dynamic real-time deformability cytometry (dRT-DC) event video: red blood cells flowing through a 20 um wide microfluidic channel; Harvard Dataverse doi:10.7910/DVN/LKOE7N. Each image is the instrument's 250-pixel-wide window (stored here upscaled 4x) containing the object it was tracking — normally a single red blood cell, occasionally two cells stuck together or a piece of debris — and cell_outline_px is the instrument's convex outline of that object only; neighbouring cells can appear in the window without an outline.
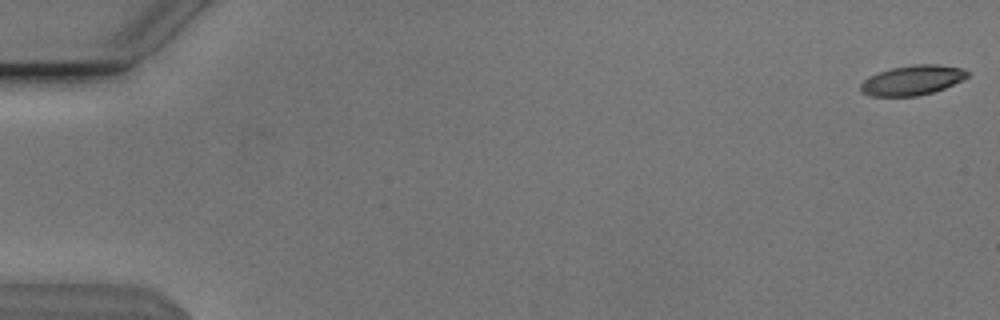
{"species": "Egyptian fruit bat (a non-hibernating species)", "species_latin": "Rousettus aegyptiacus", "temperature_condition": "cold", "stored_images_in_passage": 49, "camera_frame_rate_fps": 3000, "um_per_image_px": 0.085, "animal": {"sex": "male"}, "frame": {"image": 1, "passage_image": 1, "time_ms": 0.0, "image_size_px": [1000, 320], "cell_outline_px": [[968, 76], [944, 88], [932, 92], [916, 96], [872, 96], [860, 92], [860, 84], [868, 76], [892, 68], [912, 64], [936, 64], [960, 68], [968, 72]], "centroid_in_image_um": [77.49, 6.82], "position_along_channel_um": 7.5, "area_um2": 18.32}}
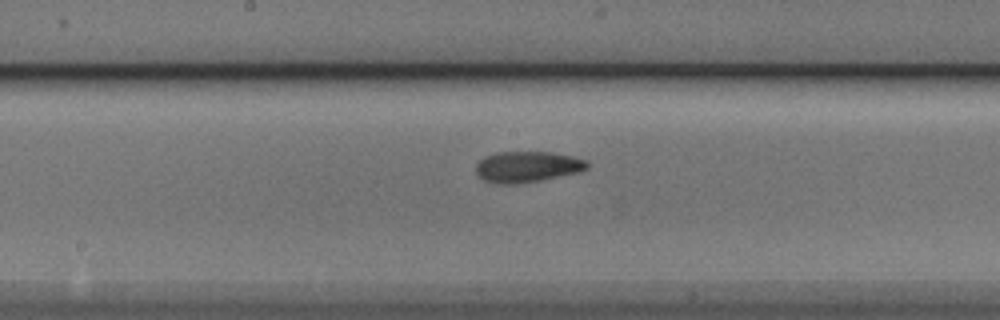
{"frame": {"image": 2, "passage_image": 29, "time_ms": 9.333, "image_size_px": [1000, 320], "cell_outline_px": [[588, 168], [576, 172], [540, 180], [516, 184], [504, 184], [484, 180], [476, 172], [476, 164], [484, 156], [496, 152], [552, 152], [572, 156], [588, 160]], "centroid_in_image_um": [44.81, 14.16], "position_along_channel_um": 203.4, "area_um2": 19.88}}
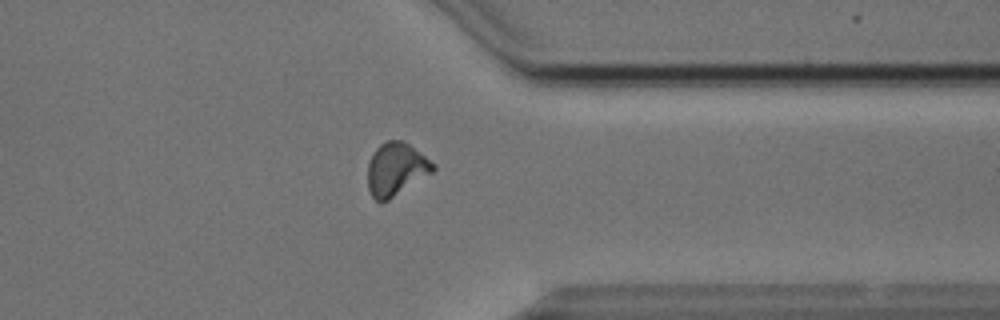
{"frame": {"image": 3, "passage_image": 43, "time_ms": 14.0, "image_size_px": [1000, 320], "cell_outline_px": [[436, 168], [432, 172], [388, 200], [376, 200], [372, 196], [368, 188], [368, 164], [372, 152], [380, 144], [388, 140], [404, 140], [436, 164]], "centroid_in_image_um": [33.66, 14.34], "position_along_channel_um": 377.7, "area_um2": 20.0}}